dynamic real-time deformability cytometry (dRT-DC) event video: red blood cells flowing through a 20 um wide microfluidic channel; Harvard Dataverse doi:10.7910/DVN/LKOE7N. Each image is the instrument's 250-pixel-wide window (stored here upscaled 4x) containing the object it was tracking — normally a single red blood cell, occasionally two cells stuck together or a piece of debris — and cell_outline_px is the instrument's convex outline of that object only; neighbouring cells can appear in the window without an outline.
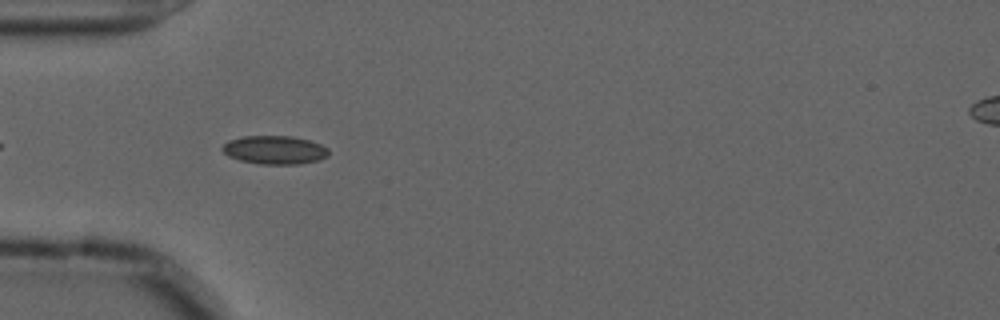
{"species": "common noctule bat (a hibernating species)", "species_latin": "Nyctalus noctula", "temperature_condition": "cold", "stored_images_in_passage": 17, "camera_frame_rate_fps": 3000, "um_per_image_px": 0.085, "animal": {"sex": "male", "forearm_length_mm": 52.5}, "frame": {"image": 1, "passage_image": 4, "time_ms": 1.0, "image_size_px": [1000, 320], "cell_outline_px": [[328, 156], [320, 160], [300, 164], [260, 164], [240, 160], [228, 156], [220, 148], [228, 140], [244, 136], [292, 136], [308, 140], [320, 144], [328, 148]], "centroid_in_image_um": [23.34, 12.75], "position_along_channel_um": 61.7, "area_um2": 17.69}}
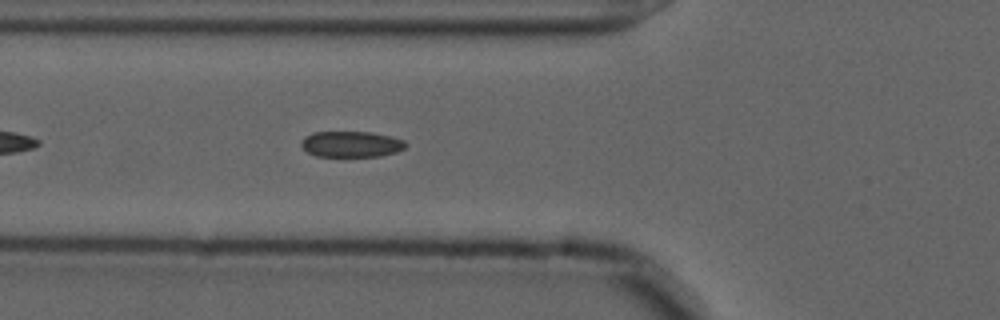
{"frame": {"image": 2, "passage_image": 7, "time_ms": 2.0, "image_size_px": [1000, 320], "cell_outline_px": [[408, 144], [404, 148], [396, 152], [380, 156], [316, 156], [308, 152], [300, 144], [300, 140], [304, 136], [312, 132], [372, 132], [404, 140]], "centroid_in_image_um": [29.83, 12.25], "position_along_channel_um": 96.0, "area_um2": 15.78}}
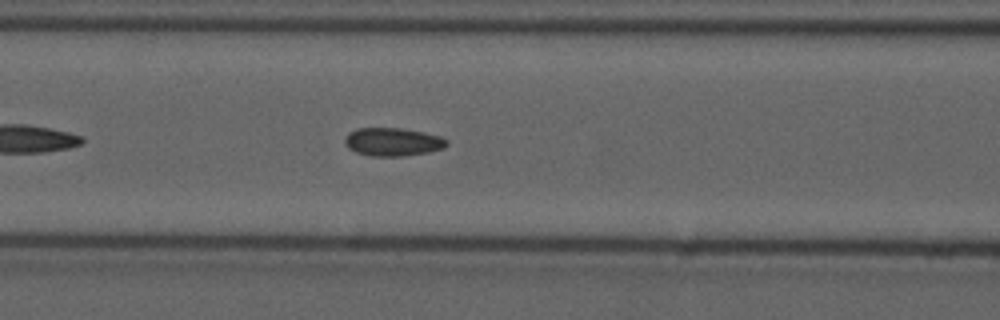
{"frame": {"image": 3, "passage_image": 10, "time_ms": 3.0, "image_size_px": [1000, 320], "cell_outline_px": [[448, 144], [444, 148], [428, 152], [404, 156], [372, 156], [356, 152], [348, 148], [344, 144], [344, 140], [348, 132], [356, 128], [400, 128], [424, 132], [440, 136], [448, 140]], "centroid_in_image_um": [33.37, 12.05], "position_along_channel_um": 133.2, "area_um2": 16.88}}